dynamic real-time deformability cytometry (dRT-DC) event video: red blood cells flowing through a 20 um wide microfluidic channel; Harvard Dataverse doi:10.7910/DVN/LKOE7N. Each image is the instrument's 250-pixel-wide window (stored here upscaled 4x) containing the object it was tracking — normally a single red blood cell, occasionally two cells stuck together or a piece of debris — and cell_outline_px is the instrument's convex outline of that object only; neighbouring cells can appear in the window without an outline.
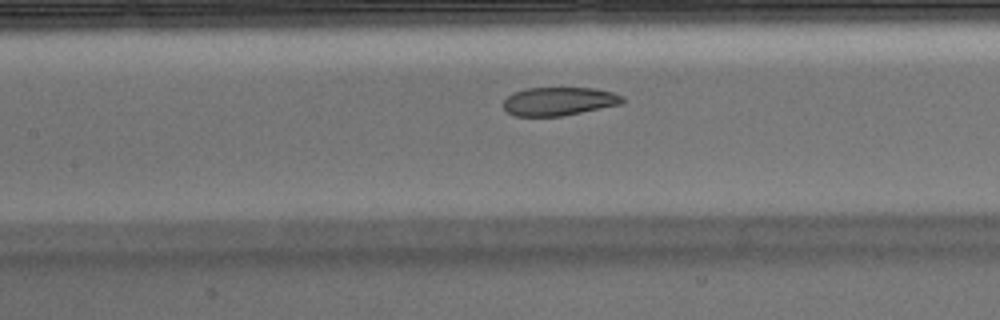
{"species": "Egyptian fruit bat (a non-hibernating species)", "species_latin": "Rousettus aegyptiacus", "temperature_condition": "warm", "stored_images_in_passage": 35, "camera_frame_rate_fps": 3000, "um_per_image_px": 0.085, "animal": {"sex": "male"}, "frame": {"image": 1, "passage_image": 16, "time_ms": 5.0, "image_size_px": [1000, 320], "cell_outline_px": [[624, 100], [620, 104], [560, 116], [516, 116], [508, 112], [504, 108], [504, 100], [512, 92], [524, 88], [596, 88], [612, 92], [624, 96]], "centroid_in_image_um": [47.49, 8.6], "position_along_channel_um": 159.9, "area_um2": 19.59}}